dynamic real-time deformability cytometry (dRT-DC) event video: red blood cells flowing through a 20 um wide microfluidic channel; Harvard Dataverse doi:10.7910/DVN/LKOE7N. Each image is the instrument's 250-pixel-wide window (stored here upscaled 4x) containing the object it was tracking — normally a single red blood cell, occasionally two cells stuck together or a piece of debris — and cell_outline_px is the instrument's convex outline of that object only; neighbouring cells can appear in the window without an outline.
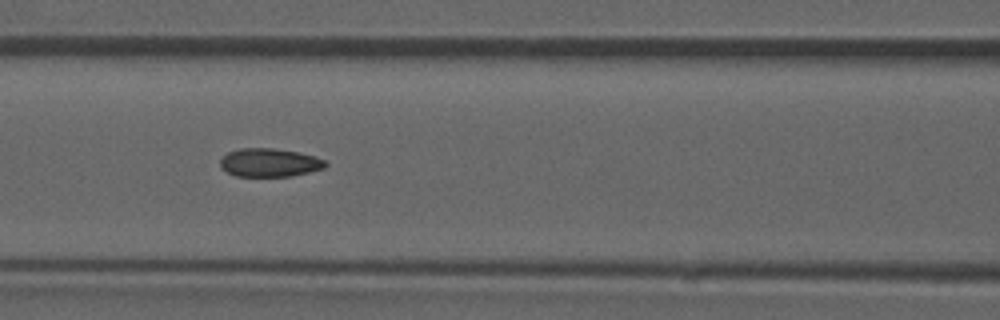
{"species": "common noctule bat (a hibernating species)", "species_latin": "Nyctalus noctula", "temperature_condition": "room temperature", "stored_images_in_passage": 53, "camera_frame_rate_fps": 3000, "um_per_image_px": 0.085, "animal": {"sex": "male", "forearm_length_mm": 52.5}, "frame": {"image": 1, "passage_image": 23, "time_ms": 7.333, "image_size_px": [1000, 320], "cell_outline_px": [[328, 164], [324, 168], [292, 176], [236, 176], [220, 168], [220, 160], [228, 152], [240, 148], [272, 148], [296, 152], [312, 156], [324, 160]], "centroid_in_image_um": [22.88, 13.82], "position_along_channel_um": 143.7, "area_um2": 17.22}, "authors_computed_cell_mechanics": {"area_um2": 17.8602, "velocity_mm_per_s": 3.8719, "shape_relaxation_time_tau1_ms": null, "shape_relaxation_time_tau2_ms": 1.4246, "deformation_change_tau1": null, "deformation_change_tau2": 0.0555}}